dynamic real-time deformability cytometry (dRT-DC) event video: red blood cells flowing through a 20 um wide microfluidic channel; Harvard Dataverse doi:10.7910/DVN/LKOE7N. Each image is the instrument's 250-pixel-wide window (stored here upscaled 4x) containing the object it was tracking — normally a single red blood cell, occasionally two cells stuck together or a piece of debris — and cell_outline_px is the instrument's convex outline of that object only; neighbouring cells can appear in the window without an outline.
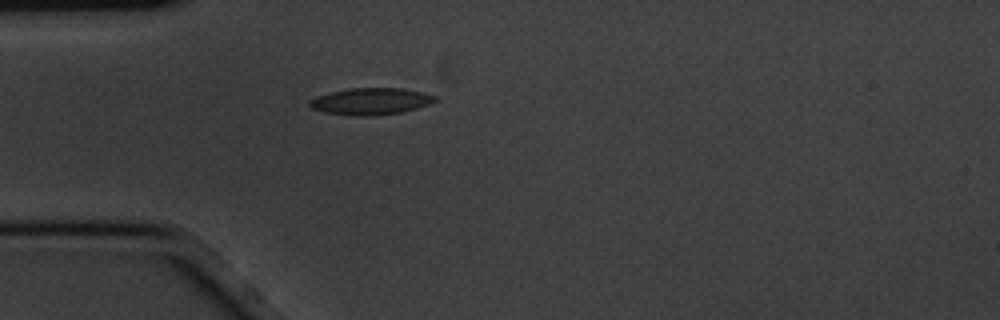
{"species": "common noctule bat (a hibernating species)", "species_latin": "Nyctalus noctula", "temperature_condition": "cold", "stored_images_in_passage": 1, "camera_frame_rate_fps": 3000, "um_per_image_px": 0.085, "animal": {"sex": "male", "body_mass_g": 20.1, "forearm_length_mm": 53.5}, "frame": {"image": 1, "passage_image": 1, "time_ms": 0.0, "image_size_px": [1000, 320], "cell_outline_px": [[436, 100], [428, 104], [416, 108], [400, 112], [376, 116], [356, 116], [324, 112], [312, 108], [308, 104], [308, 100], [316, 96], [348, 88], [400, 88], [420, 92], [436, 96]], "centroid_in_image_um": [31.46, 8.62], "position_along_channel_um": 53.5, "area_um2": 19.42}}